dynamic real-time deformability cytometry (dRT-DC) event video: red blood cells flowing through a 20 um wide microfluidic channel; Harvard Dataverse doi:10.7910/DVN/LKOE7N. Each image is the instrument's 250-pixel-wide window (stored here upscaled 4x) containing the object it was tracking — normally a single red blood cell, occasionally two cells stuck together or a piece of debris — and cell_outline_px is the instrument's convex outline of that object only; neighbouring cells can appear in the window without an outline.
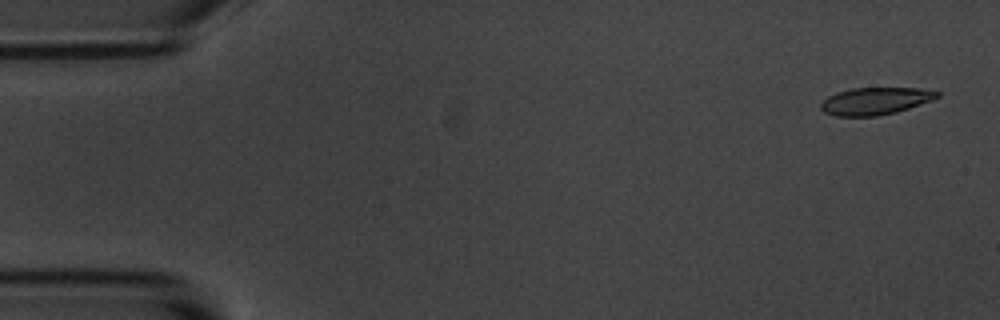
{"species": "common noctule bat (a hibernating species)", "species_latin": "Nyctalus noctula", "temperature_condition": "room temperature", "stored_images_in_passage": 5, "camera_frame_rate_fps": 3000, "um_per_image_px": 0.085, "animal": {"sex": "male", "body_mass_g": 20.1, "forearm_length_mm": 53.5}, "frame": {"image": 1, "passage_image": 1, "time_ms": 0.0, "image_size_px": [1000, 320], "cell_outline_px": [[940, 96], [932, 100], [896, 112], [876, 116], [836, 116], [824, 112], [820, 108], [820, 104], [828, 96], [836, 92], [852, 88], [920, 88], [940, 92]], "centroid_in_image_um": [74.38, 8.58], "position_along_channel_um": 10.6, "area_um2": 18.44}}
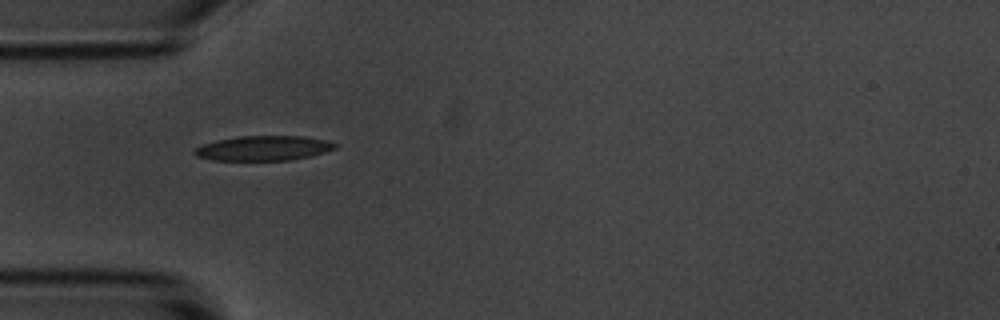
{"frame": {"image": 2, "passage_image": 4, "time_ms": 4.667, "image_size_px": [1000, 320], "cell_outline_px": [[336, 148], [324, 152], [292, 160], [212, 160], [196, 156], [192, 152], [196, 148], [204, 144], [216, 140], [240, 136], [304, 136], [324, 140], [336, 144]], "centroid_in_image_um": [22.36, 12.59], "position_along_channel_um": 62.6, "area_um2": 20.11}}